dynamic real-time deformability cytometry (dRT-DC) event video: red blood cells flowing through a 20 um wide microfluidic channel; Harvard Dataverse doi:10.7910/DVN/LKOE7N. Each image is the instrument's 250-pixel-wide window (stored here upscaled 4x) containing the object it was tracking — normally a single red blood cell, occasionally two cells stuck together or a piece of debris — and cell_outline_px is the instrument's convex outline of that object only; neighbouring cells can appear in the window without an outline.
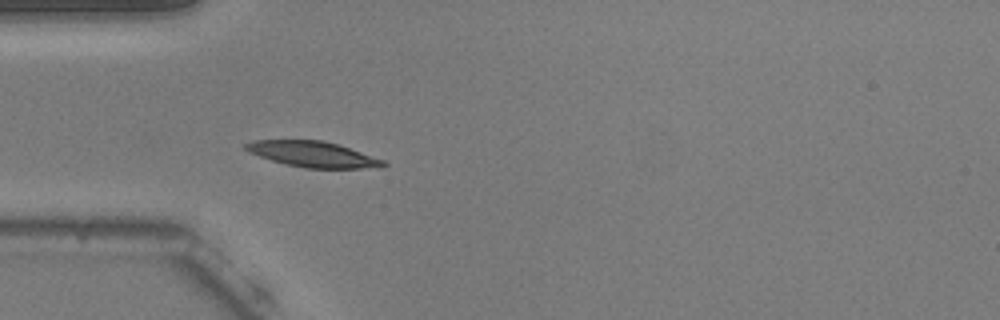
{"species": "common noctule bat (a hibernating species)", "species_latin": "Nyctalus noctula", "temperature_condition": "warm", "stored_images_in_passage": 39, "camera_frame_rate_fps": 3000, "um_per_image_px": 0.085, "animal": {"sex": "male", "body_mass_g": 20.5, "forearm_length_mm": 52.5}, "frame": {"image": 1, "passage_image": 1, "time_ms": 0.0, "image_size_px": [1000, 320], "cell_outline_px": [[388, 164], [384, 168], [308, 168], [288, 164], [272, 160], [248, 152], [244, 148], [244, 144], [252, 140], [324, 140], [384, 160]], "centroid_in_image_um": [26.61, 13.11], "position_along_channel_um": 58.4, "area_um2": 20.4}}
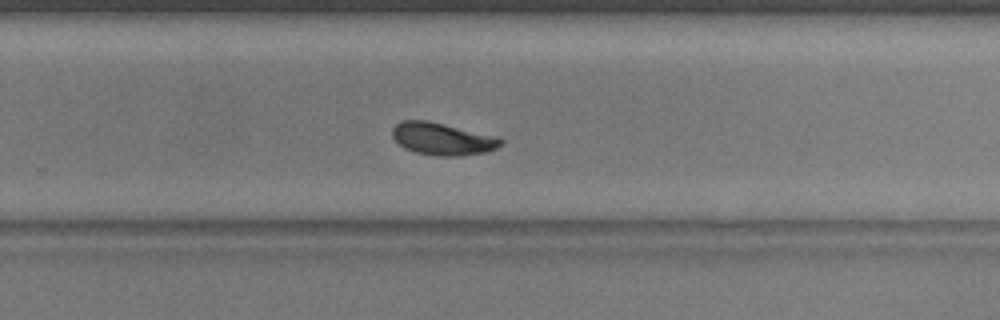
{"frame": {"image": 2, "passage_image": 20, "time_ms": 6.333, "image_size_px": [1000, 320], "cell_outline_px": [[504, 140], [496, 148], [484, 152], [460, 156], [436, 156], [416, 152], [404, 148], [392, 136], [392, 128], [396, 124], [404, 120], [428, 120], [496, 136]], "centroid_in_image_um": [37.59, 11.8], "position_along_channel_um": 292.2, "area_um2": 20.29}}
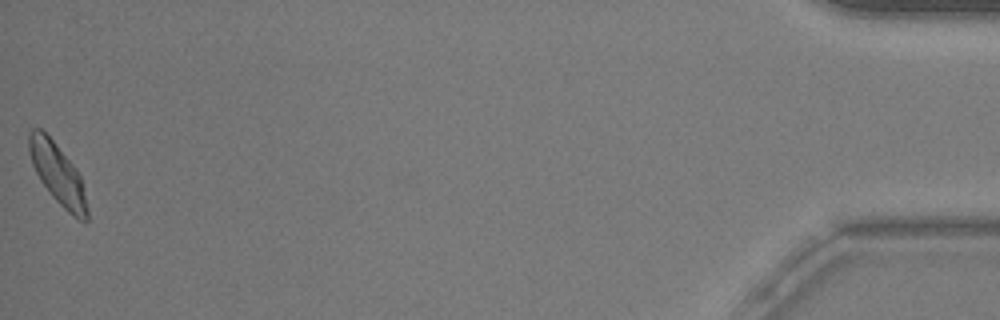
{"frame": {"image": 3, "passage_image": 39, "time_ms": 12.667, "image_size_px": [1000, 320], "cell_outline_px": [[88, 220], [80, 220], [68, 212], [52, 196], [40, 180], [32, 164], [28, 148], [28, 132], [32, 128], [40, 128], [56, 144], [76, 168], [80, 176], [88, 212]], "centroid_in_image_um": [4.87, 14.75], "position_along_channel_um": 430.3, "area_um2": 20.17}, "authors_computed_cell_mechanics": {"area_um2": 20.3456, "velocity_mm_per_s": 3.7352, "shape_relaxation_time_tau1_ms": 3.7142, "shape_relaxation_time_tau2_ms": 1.5637, "deformation_change_tau1": 0.1383, "deformation_change_tau2": 0.0609}}